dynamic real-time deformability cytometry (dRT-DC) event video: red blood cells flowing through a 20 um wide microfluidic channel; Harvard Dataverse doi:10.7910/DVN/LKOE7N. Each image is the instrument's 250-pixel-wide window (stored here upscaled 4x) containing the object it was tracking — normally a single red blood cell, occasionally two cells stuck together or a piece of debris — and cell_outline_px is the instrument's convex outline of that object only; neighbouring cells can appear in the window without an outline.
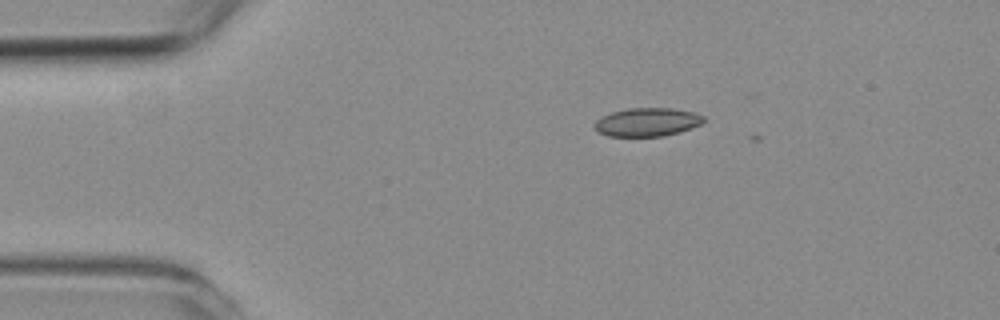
{"species": "common noctule bat (a hibernating species)", "species_latin": "Nyctalus noctula", "temperature_condition": "room temperature", "stored_images_in_passage": 4, "camera_frame_rate_fps": 3000, "um_per_image_px": 0.085, "animal": {"sex": "female", "body_mass_g": 19.3, "forearm_length_mm": 54.1}, "frame": {"image": 1, "passage_image": 1, "time_ms": 0.0, "image_size_px": [1000, 320], "cell_outline_px": [[704, 120], [700, 124], [692, 128], [680, 132], [664, 136], [608, 136], [600, 132], [596, 128], [596, 120], [612, 112], [628, 108], [672, 108], [692, 112], [704, 116]], "centroid_in_image_um": [55.05, 10.38], "position_along_channel_um": 30.0, "area_um2": 17.86}}